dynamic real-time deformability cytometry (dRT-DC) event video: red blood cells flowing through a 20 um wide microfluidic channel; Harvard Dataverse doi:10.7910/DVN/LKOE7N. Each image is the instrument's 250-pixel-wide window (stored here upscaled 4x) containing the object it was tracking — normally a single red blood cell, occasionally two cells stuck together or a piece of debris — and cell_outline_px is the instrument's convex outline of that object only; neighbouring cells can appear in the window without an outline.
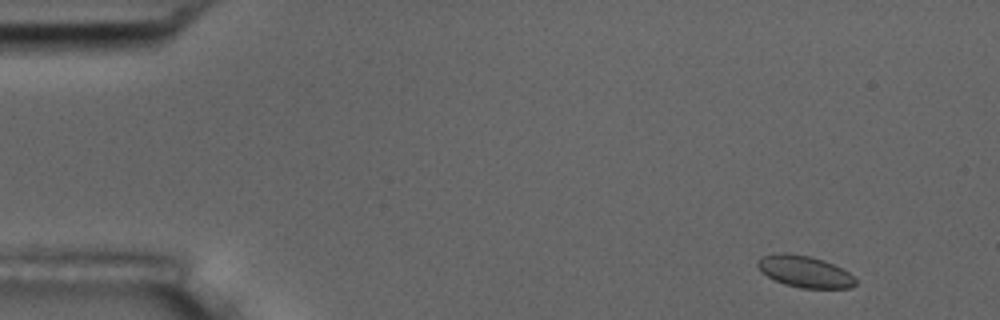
{"species": "common noctule bat (a hibernating species)", "species_latin": "Nyctalus noctula", "temperature_condition": "room temperature", "stored_images_in_passage": 14, "camera_frame_rate_fps": 3000, "um_per_image_px": 0.085, "animal": {"sex": "male", "body_mass_g": 17.5, "forearm_length_mm": 52.3}, "frame": {"image": 1, "passage_image": 1, "time_ms": 0.0, "image_size_px": [1000, 320], "cell_outline_px": [[856, 284], [852, 288], [800, 288], [784, 284], [760, 272], [756, 264], [756, 260], [760, 256], [772, 252], [788, 252], [812, 256], [824, 260], [848, 272], [856, 280]], "centroid_in_image_um": [68.33, 23.05], "position_along_channel_um": 16.7, "area_um2": 18.38}}
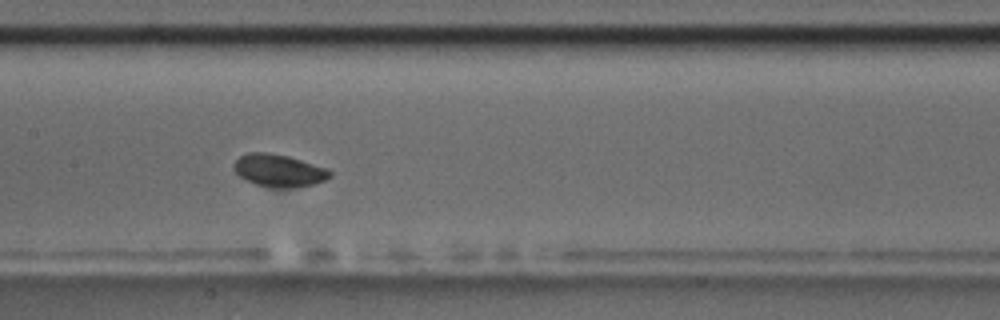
{"frame": {"image": 2, "passage_image": 7, "time_ms": 2.0, "image_size_px": [1000, 320], "cell_outline_px": [[332, 176], [316, 184], [288, 188], [280, 188], [256, 184], [244, 180], [232, 168], [236, 160], [240, 156], [248, 152], [268, 152], [288, 156], [328, 168], [332, 172]], "centroid_in_image_um": [23.71, 14.49], "position_along_channel_um": 183.7, "area_um2": 18.26}}
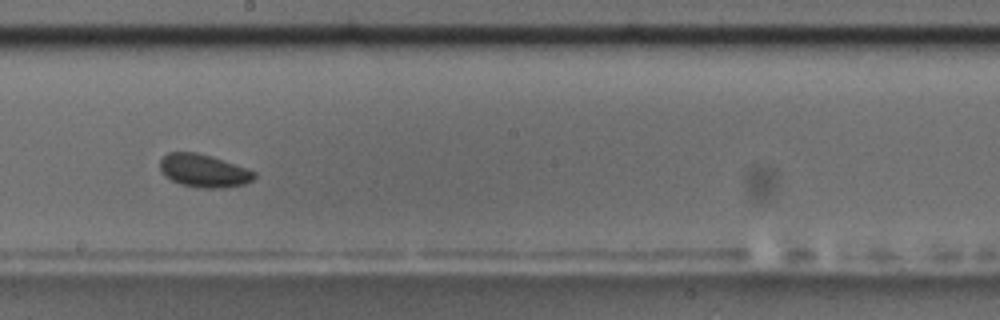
{"frame": {"image": 3, "passage_image": 8, "time_ms": 2.333, "image_size_px": [1000, 320], "cell_outline_px": [[256, 176], [252, 180], [244, 184], [224, 188], [196, 188], [180, 184], [172, 180], [160, 168], [160, 160], [168, 152], [196, 152], [212, 156], [256, 172]], "centroid_in_image_um": [17.33, 14.52], "position_along_channel_um": 230.9, "area_um2": 17.98}}